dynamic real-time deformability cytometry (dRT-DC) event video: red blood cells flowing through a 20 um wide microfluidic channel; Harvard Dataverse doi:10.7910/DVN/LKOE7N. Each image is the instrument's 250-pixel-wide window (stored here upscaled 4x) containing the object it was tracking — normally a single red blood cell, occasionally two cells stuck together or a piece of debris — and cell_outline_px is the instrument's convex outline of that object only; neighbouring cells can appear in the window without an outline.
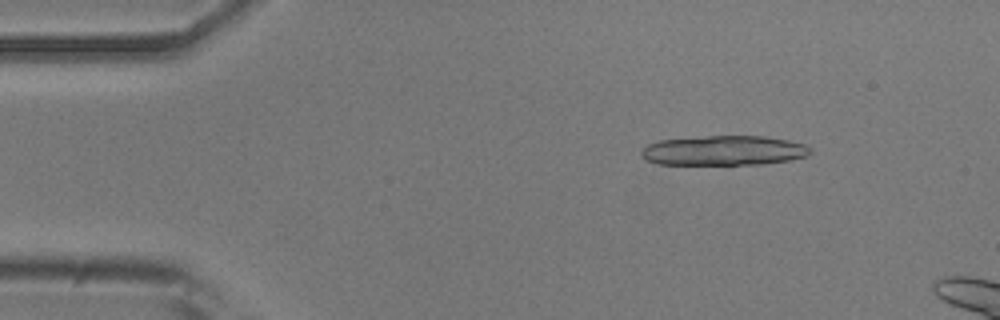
{"species": "common noctule bat (a hibernating species)", "species_latin": "Nyctalus noctula", "temperature_condition": "room temperature", "stored_images_in_passage": 7, "camera_frame_rate_fps": 3000, "um_per_image_px": 0.085, "animal": {"sex": "male", "body_mass_g": 20.5, "forearm_length_mm": 52.5}, "frame": {"image": 1, "passage_image": 1, "time_ms": 0.0, "image_size_px": [1000, 320], "cell_outline_px": [[812, 152], [808, 156], [788, 160], [760, 164], [656, 164], [644, 160], [640, 156], [640, 152], [648, 144], [660, 140], [708, 136], [764, 136], [788, 140], [804, 144]], "centroid_in_image_um": [61.49, 12.8], "position_along_channel_um": 23.5, "area_um2": 29.25}}